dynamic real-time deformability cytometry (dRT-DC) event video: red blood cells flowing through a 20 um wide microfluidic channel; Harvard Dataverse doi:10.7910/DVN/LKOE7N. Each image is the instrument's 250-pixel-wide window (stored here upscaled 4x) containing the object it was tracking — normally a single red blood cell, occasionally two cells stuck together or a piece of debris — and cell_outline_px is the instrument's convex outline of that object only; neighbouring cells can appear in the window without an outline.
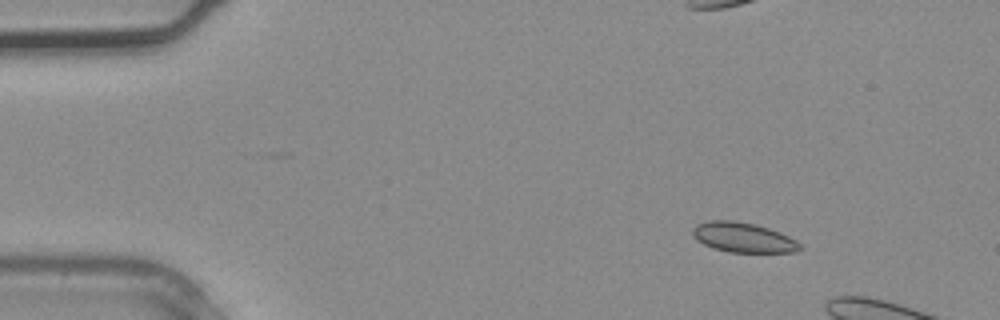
{"species": "common noctule bat (a hibernating species)", "species_latin": "Nyctalus noctula", "temperature_condition": "warm", "stored_images_in_passage": 3, "camera_frame_rate_fps": 3000, "um_per_image_px": 0.085, "animal": {"sex": "male", "body_mass_g": 20.4}, "frame": {"image": 1, "passage_image": 1, "time_ms": 0.0, "image_size_px": [1000, 320], "cell_outline_px": [[804, 248], [796, 252], [728, 252], [712, 248], [696, 240], [692, 236], [692, 228], [696, 224], [708, 220], [732, 220], [756, 224], [780, 232], [796, 240]], "centroid_in_image_um": [63.15, 20.18], "position_along_channel_um": 21.9, "area_um2": 18.9}}